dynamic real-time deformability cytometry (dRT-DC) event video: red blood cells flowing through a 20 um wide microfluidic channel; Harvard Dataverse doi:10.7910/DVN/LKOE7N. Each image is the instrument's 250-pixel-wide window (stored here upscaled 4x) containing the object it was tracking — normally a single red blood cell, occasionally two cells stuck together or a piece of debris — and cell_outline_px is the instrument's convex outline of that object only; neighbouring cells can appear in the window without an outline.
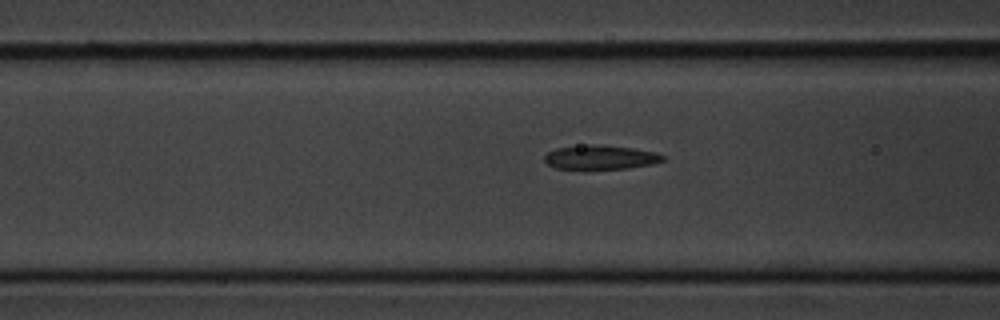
{"species": "common noctule bat (a hibernating species)", "species_latin": "Nyctalus noctula", "temperature_condition": "cold", "stored_images_in_passage": 12, "camera_frame_rate_fps": 3000, "um_per_image_px": 0.085, "animal": {"sex": "male", "body_mass_g": 20.1, "forearm_length_mm": 53.5}, "frame": {"image": 1, "passage_image": 10, "time_ms": 3.0, "image_size_px": [1000, 320], "cell_outline_px": [[664, 160], [652, 164], [628, 168], [556, 168], [548, 164], [544, 160], [544, 156], [548, 152], [556, 148], [588, 144], [632, 148], [656, 152], [664, 156]], "centroid_in_image_um": [51.04, 13.36], "position_along_channel_um": 115.6, "area_um2": 16.3}}